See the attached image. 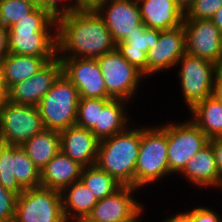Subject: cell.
I'll list each match as a JSON object with an SVG mask.
<instances>
[{
	"mask_svg": "<svg viewBox=\"0 0 222 222\" xmlns=\"http://www.w3.org/2000/svg\"><path fill=\"white\" fill-rule=\"evenodd\" d=\"M82 169V165L60 150L41 170L40 186L62 191L80 180Z\"/></svg>",
	"mask_w": 222,
	"mask_h": 222,
	"instance_id": "21",
	"label": "cell"
},
{
	"mask_svg": "<svg viewBox=\"0 0 222 222\" xmlns=\"http://www.w3.org/2000/svg\"><path fill=\"white\" fill-rule=\"evenodd\" d=\"M30 2L36 3L38 6L43 2V0H28Z\"/></svg>",
	"mask_w": 222,
	"mask_h": 222,
	"instance_id": "46",
	"label": "cell"
},
{
	"mask_svg": "<svg viewBox=\"0 0 222 222\" xmlns=\"http://www.w3.org/2000/svg\"><path fill=\"white\" fill-rule=\"evenodd\" d=\"M161 30L147 28L144 23L123 42L116 44V50L147 77V53L158 41Z\"/></svg>",
	"mask_w": 222,
	"mask_h": 222,
	"instance_id": "18",
	"label": "cell"
},
{
	"mask_svg": "<svg viewBox=\"0 0 222 222\" xmlns=\"http://www.w3.org/2000/svg\"><path fill=\"white\" fill-rule=\"evenodd\" d=\"M214 83H222V58L214 63Z\"/></svg>",
	"mask_w": 222,
	"mask_h": 222,
	"instance_id": "40",
	"label": "cell"
},
{
	"mask_svg": "<svg viewBox=\"0 0 222 222\" xmlns=\"http://www.w3.org/2000/svg\"><path fill=\"white\" fill-rule=\"evenodd\" d=\"M220 188H221V190H222V182H221V184H220V186H219V190H220Z\"/></svg>",
	"mask_w": 222,
	"mask_h": 222,
	"instance_id": "48",
	"label": "cell"
},
{
	"mask_svg": "<svg viewBox=\"0 0 222 222\" xmlns=\"http://www.w3.org/2000/svg\"><path fill=\"white\" fill-rule=\"evenodd\" d=\"M18 194L0 184V222H13Z\"/></svg>",
	"mask_w": 222,
	"mask_h": 222,
	"instance_id": "34",
	"label": "cell"
},
{
	"mask_svg": "<svg viewBox=\"0 0 222 222\" xmlns=\"http://www.w3.org/2000/svg\"><path fill=\"white\" fill-rule=\"evenodd\" d=\"M209 141L210 139L189 118L180 123L169 122L167 156L170 173L178 175Z\"/></svg>",
	"mask_w": 222,
	"mask_h": 222,
	"instance_id": "10",
	"label": "cell"
},
{
	"mask_svg": "<svg viewBox=\"0 0 222 222\" xmlns=\"http://www.w3.org/2000/svg\"><path fill=\"white\" fill-rule=\"evenodd\" d=\"M99 143L90 129L73 125L60 131L61 151L83 167L96 165Z\"/></svg>",
	"mask_w": 222,
	"mask_h": 222,
	"instance_id": "17",
	"label": "cell"
},
{
	"mask_svg": "<svg viewBox=\"0 0 222 222\" xmlns=\"http://www.w3.org/2000/svg\"><path fill=\"white\" fill-rule=\"evenodd\" d=\"M37 106L6 101L0 107V143L22 146L44 130Z\"/></svg>",
	"mask_w": 222,
	"mask_h": 222,
	"instance_id": "7",
	"label": "cell"
},
{
	"mask_svg": "<svg viewBox=\"0 0 222 222\" xmlns=\"http://www.w3.org/2000/svg\"><path fill=\"white\" fill-rule=\"evenodd\" d=\"M84 8L92 1V0H77Z\"/></svg>",
	"mask_w": 222,
	"mask_h": 222,
	"instance_id": "45",
	"label": "cell"
},
{
	"mask_svg": "<svg viewBox=\"0 0 222 222\" xmlns=\"http://www.w3.org/2000/svg\"><path fill=\"white\" fill-rule=\"evenodd\" d=\"M110 100L102 98H80L75 125L86 129H91L94 125H98L99 109H103Z\"/></svg>",
	"mask_w": 222,
	"mask_h": 222,
	"instance_id": "31",
	"label": "cell"
},
{
	"mask_svg": "<svg viewBox=\"0 0 222 222\" xmlns=\"http://www.w3.org/2000/svg\"><path fill=\"white\" fill-rule=\"evenodd\" d=\"M211 96L222 103V83L213 84Z\"/></svg>",
	"mask_w": 222,
	"mask_h": 222,
	"instance_id": "41",
	"label": "cell"
},
{
	"mask_svg": "<svg viewBox=\"0 0 222 222\" xmlns=\"http://www.w3.org/2000/svg\"><path fill=\"white\" fill-rule=\"evenodd\" d=\"M62 74L78 89L80 98L112 99L96 59L59 58Z\"/></svg>",
	"mask_w": 222,
	"mask_h": 222,
	"instance_id": "13",
	"label": "cell"
},
{
	"mask_svg": "<svg viewBox=\"0 0 222 222\" xmlns=\"http://www.w3.org/2000/svg\"><path fill=\"white\" fill-rule=\"evenodd\" d=\"M39 6L56 20L73 11L84 8L77 0H68V2L67 0H43Z\"/></svg>",
	"mask_w": 222,
	"mask_h": 222,
	"instance_id": "33",
	"label": "cell"
},
{
	"mask_svg": "<svg viewBox=\"0 0 222 222\" xmlns=\"http://www.w3.org/2000/svg\"><path fill=\"white\" fill-rule=\"evenodd\" d=\"M8 100V90L3 81V77L0 69V107Z\"/></svg>",
	"mask_w": 222,
	"mask_h": 222,
	"instance_id": "39",
	"label": "cell"
},
{
	"mask_svg": "<svg viewBox=\"0 0 222 222\" xmlns=\"http://www.w3.org/2000/svg\"><path fill=\"white\" fill-rule=\"evenodd\" d=\"M13 222H67L61 191L42 186L24 189L17 197Z\"/></svg>",
	"mask_w": 222,
	"mask_h": 222,
	"instance_id": "6",
	"label": "cell"
},
{
	"mask_svg": "<svg viewBox=\"0 0 222 222\" xmlns=\"http://www.w3.org/2000/svg\"><path fill=\"white\" fill-rule=\"evenodd\" d=\"M176 3L186 11L195 0H175Z\"/></svg>",
	"mask_w": 222,
	"mask_h": 222,
	"instance_id": "44",
	"label": "cell"
},
{
	"mask_svg": "<svg viewBox=\"0 0 222 222\" xmlns=\"http://www.w3.org/2000/svg\"><path fill=\"white\" fill-rule=\"evenodd\" d=\"M62 74L58 57L50 60L32 77L13 85L8 90V101L15 104L37 106Z\"/></svg>",
	"mask_w": 222,
	"mask_h": 222,
	"instance_id": "14",
	"label": "cell"
},
{
	"mask_svg": "<svg viewBox=\"0 0 222 222\" xmlns=\"http://www.w3.org/2000/svg\"><path fill=\"white\" fill-rule=\"evenodd\" d=\"M186 53V34L183 25L161 30L157 44L147 53V76L176 66Z\"/></svg>",
	"mask_w": 222,
	"mask_h": 222,
	"instance_id": "15",
	"label": "cell"
},
{
	"mask_svg": "<svg viewBox=\"0 0 222 222\" xmlns=\"http://www.w3.org/2000/svg\"><path fill=\"white\" fill-rule=\"evenodd\" d=\"M80 180L95 194L97 200L108 197L122 186L97 165L83 167Z\"/></svg>",
	"mask_w": 222,
	"mask_h": 222,
	"instance_id": "27",
	"label": "cell"
},
{
	"mask_svg": "<svg viewBox=\"0 0 222 222\" xmlns=\"http://www.w3.org/2000/svg\"><path fill=\"white\" fill-rule=\"evenodd\" d=\"M181 94L191 110L197 103L212 95L215 80L214 63L185 53L176 66Z\"/></svg>",
	"mask_w": 222,
	"mask_h": 222,
	"instance_id": "9",
	"label": "cell"
},
{
	"mask_svg": "<svg viewBox=\"0 0 222 222\" xmlns=\"http://www.w3.org/2000/svg\"><path fill=\"white\" fill-rule=\"evenodd\" d=\"M136 187L121 186L108 197L98 200L87 217L90 222H138L144 206L134 198ZM139 218V219H138Z\"/></svg>",
	"mask_w": 222,
	"mask_h": 222,
	"instance_id": "11",
	"label": "cell"
},
{
	"mask_svg": "<svg viewBox=\"0 0 222 222\" xmlns=\"http://www.w3.org/2000/svg\"><path fill=\"white\" fill-rule=\"evenodd\" d=\"M112 1H122V0H92L85 8L95 10L98 6Z\"/></svg>",
	"mask_w": 222,
	"mask_h": 222,
	"instance_id": "43",
	"label": "cell"
},
{
	"mask_svg": "<svg viewBox=\"0 0 222 222\" xmlns=\"http://www.w3.org/2000/svg\"><path fill=\"white\" fill-rule=\"evenodd\" d=\"M96 60L104 78L107 94L112 99L130 101L137 95V89L146 77L131 65L116 48Z\"/></svg>",
	"mask_w": 222,
	"mask_h": 222,
	"instance_id": "8",
	"label": "cell"
},
{
	"mask_svg": "<svg viewBox=\"0 0 222 222\" xmlns=\"http://www.w3.org/2000/svg\"><path fill=\"white\" fill-rule=\"evenodd\" d=\"M95 11L110 30L115 44L123 42L136 31V26L143 23L137 0L107 2Z\"/></svg>",
	"mask_w": 222,
	"mask_h": 222,
	"instance_id": "16",
	"label": "cell"
},
{
	"mask_svg": "<svg viewBox=\"0 0 222 222\" xmlns=\"http://www.w3.org/2000/svg\"><path fill=\"white\" fill-rule=\"evenodd\" d=\"M190 119L209 138H222V103L212 96L197 103Z\"/></svg>",
	"mask_w": 222,
	"mask_h": 222,
	"instance_id": "26",
	"label": "cell"
},
{
	"mask_svg": "<svg viewBox=\"0 0 222 222\" xmlns=\"http://www.w3.org/2000/svg\"><path fill=\"white\" fill-rule=\"evenodd\" d=\"M186 212L193 218L194 222H222V216L220 217V214L212 208L198 206L189 211L186 210Z\"/></svg>",
	"mask_w": 222,
	"mask_h": 222,
	"instance_id": "35",
	"label": "cell"
},
{
	"mask_svg": "<svg viewBox=\"0 0 222 222\" xmlns=\"http://www.w3.org/2000/svg\"><path fill=\"white\" fill-rule=\"evenodd\" d=\"M64 217L67 222L87 219L97 204L95 194L81 181H76L61 191Z\"/></svg>",
	"mask_w": 222,
	"mask_h": 222,
	"instance_id": "23",
	"label": "cell"
},
{
	"mask_svg": "<svg viewBox=\"0 0 222 222\" xmlns=\"http://www.w3.org/2000/svg\"><path fill=\"white\" fill-rule=\"evenodd\" d=\"M28 157L41 171L47 163L61 150L60 132L44 129L28 139L22 146Z\"/></svg>",
	"mask_w": 222,
	"mask_h": 222,
	"instance_id": "25",
	"label": "cell"
},
{
	"mask_svg": "<svg viewBox=\"0 0 222 222\" xmlns=\"http://www.w3.org/2000/svg\"><path fill=\"white\" fill-rule=\"evenodd\" d=\"M80 96L63 74L37 105L45 129L62 131L75 125Z\"/></svg>",
	"mask_w": 222,
	"mask_h": 222,
	"instance_id": "5",
	"label": "cell"
},
{
	"mask_svg": "<svg viewBox=\"0 0 222 222\" xmlns=\"http://www.w3.org/2000/svg\"><path fill=\"white\" fill-rule=\"evenodd\" d=\"M9 53L57 57V22L37 6L8 30Z\"/></svg>",
	"mask_w": 222,
	"mask_h": 222,
	"instance_id": "2",
	"label": "cell"
},
{
	"mask_svg": "<svg viewBox=\"0 0 222 222\" xmlns=\"http://www.w3.org/2000/svg\"><path fill=\"white\" fill-rule=\"evenodd\" d=\"M57 22V57L97 59L115 49L110 30L95 10L81 8Z\"/></svg>",
	"mask_w": 222,
	"mask_h": 222,
	"instance_id": "1",
	"label": "cell"
},
{
	"mask_svg": "<svg viewBox=\"0 0 222 222\" xmlns=\"http://www.w3.org/2000/svg\"><path fill=\"white\" fill-rule=\"evenodd\" d=\"M56 57H36L9 53L0 61L3 81L9 90L13 85L27 80Z\"/></svg>",
	"mask_w": 222,
	"mask_h": 222,
	"instance_id": "22",
	"label": "cell"
},
{
	"mask_svg": "<svg viewBox=\"0 0 222 222\" xmlns=\"http://www.w3.org/2000/svg\"><path fill=\"white\" fill-rule=\"evenodd\" d=\"M127 103L123 99H111L103 109H99L98 125L90 129L99 141L128 128L130 117L126 112Z\"/></svg>",
	"mask_w": 222,
	"mask_h": 222,
	"instance_id": "24",
	"label": "cell"
},
{
	"mask_svg": "<svg viewBox=\"0 0 222 222\" xmlns=\"http://www.w3.org/2000/svg\"><path fill=\"white\" fill-rule=\"evenodd\" d=\"M37 6L28 0H0V28L9 30Z\"/></svg>",
	"mask_w": 222,
	"mask_h": 222,
	"instance_id": "29",
	"label": "cell"
},
{
	"mask_svg": "<svg viewBox=\"0 0 222 222\" xmlns=\"http://www.w3.org/2000/svg\"><path fill=\"white\" fill-rule=\"evenodd\" d=\"M14 176L23 189L40 186L41 171L21 146H14Z\"/></svg>",
	"mask_w": 222,
	"mask_h": 222,
	"instance_id": "28",
	"label": "cell"
},
{
	"mask_svg": "<svg viewBox=\"0 0 222 222\" xmlns=\"http://www.w3.org/2000/svg\"><path fill=\"white\" fill-rule=\"evenodd\" d=\"M73 222H90V221L87 220V219H79V220H76V221H73Z\"/></svg>",
	"mask_w": 222,
	"mask_h": 222,
	"instance_id": "47",
	"label": "cell"
},
{
	"mask_svg": "<svg viewBox=\"0 0 222 222\" xmlns=\"http://www.w3.org/2000/svg\"><path fill=\"white\" fill-rule=\"evenodd\" d=\"M186 53L216 63L222 58V32L211 19H184Z\"/></svg>",
	"mask_w": 222,
	"mask_h": 222,
	"instance_id": "12",
	"label": "cell"
},
{
	"mask_svg": "<svg viewBox=\"0 0 222 222\" xmlns=\"http://www.w3.org/2000/svg\"><path fill=\"white\" fill-rule=\"evenodd\" d=\"M211 21L219 28L222 32V6L218 9V11L213 15Z\"/></svg>",
	"mask_w": 222,
	"mask_h": 222,
	"instance_id": "42",
	"label": "cell"
},
{
	"mask_svg": "<svg viewBox=\"0 0 222 222\" xmlns=\"http://www.w3.org/2000/svg\"><path fill=\"white\" fill-rule=\"evenodd\" d=\"M162 222H194L187 212H179L162 220Z\"/></svg>",
	"mask_w": 222,
	"mask_h": 222,
	"instance_id": "38",
	"label": "cell"
},
{
	"mask_svg": "<svg viewBox=\"0 0 222 222\" xmlns=\"http://www.w3.org/2000/svg\"><path fill=\"white\" fill-rule=\"evenodd\" d=\"M147 28L169 30L183 25L185 11L175 0H137Z\"/></svg>",
	"mask_w": 222,
	"mask_h": 222,
	"instance_id": "19",
	"label": "cell"
},
{
	"mask_svg": "<svg viewBox=\"0 0 222 222\" xmlns=\"http://www.w3.org/2000/svg\"><path fill=\"white\" fill-rule=\"evenodd\" d=\"M9 54L8 30L0 28V61Z\"/></svg>",
	"mask_w": 222,
	"mask_h": 222,
	"instance_id": "37",
	"label": "cell"
},
{
	"mask_svg": "<svg viewBox=\"0 0 222 222\" xmlns=\"http://www.w3.org/2000/svg\"><path fill=\"white\" fill-rule=\"evenodd\" d=\"M0 184L18 195L24 191L14 176V145L0 143Z\"/></svg>",
	"mask_w": 222,
	"mask_h": 222,
	"instance_id": "30",
	"label": "cell"
},
{
	"mask_svg": "<svg viewBox=\"0 0 222 222\" xmlns=\"http://www.w3.org/2000/svg\"><path fill=\"white\" fill-rule=\"evenodd\" d=\"M141 141V126L103 139L99 143L96 165L122 186L134 187L135 167Z\"/></svg>",
	"mask_w": 222,
	"mask_h": 222,
	"instance_id": "3",
	"label": "cell"
},
{
	"mask_svg": "<svg viewBox=\"0 0 222 222\" xmlns=\"http://www.w3.org/2000/svg\"><path fill=\"white\" fill-rule=\"evenodd\" d=\"M209 142L213 147L219 177L222 180V138L210 139Z\"/></svg>",
	"mask_w": 222,
	"mask_h": 222,
	"instance_id": "36",
	"label": "cell"
},
{
	"mask_svg": "<svg viewBox=\"0 0 222 222\" xmlns=\"http://www.w3.org/2000/svg\"><path fill=\"white\" fill-rule=\"evenodd\" d=\"M198 188H218L222 182L216 165L213 147L209 142L200 149L179 173Z\"/></svg>",
	"mask_w": 222,
	"mask_h": 222,
	"instance_id": "20",
	"label": "cell"
},
{
	"mask_svg": "<svg viewBox=\"0 0 222 222\" xmlns=\"http://www.w3.org/2000/svg\"><path fill=\"white\" fill-rule=\"evenodd\" d=\"M222 6V0H195L185 11L184 19H211Z\"/></svg>",
	"mask_w": 222,
	"mask_h": 222,
	"instance_id": "32",
	"label": "cell"
},
{
	"mask_svg": "<svg viewBox=\"0 0 222 222\" xmlns=\"http://www.w3.org/2000/svg\"><path fill=\"white\" fill-rule=\"evenodd\" d=\"M168 122L142 126L134 187L140 189L171 175L168 165Z\"/></svg>",
	"mask_w": 222,
	"mask_h": 222,
	"instance_id": "4",
	"label": "cell"
}]
</instances>
